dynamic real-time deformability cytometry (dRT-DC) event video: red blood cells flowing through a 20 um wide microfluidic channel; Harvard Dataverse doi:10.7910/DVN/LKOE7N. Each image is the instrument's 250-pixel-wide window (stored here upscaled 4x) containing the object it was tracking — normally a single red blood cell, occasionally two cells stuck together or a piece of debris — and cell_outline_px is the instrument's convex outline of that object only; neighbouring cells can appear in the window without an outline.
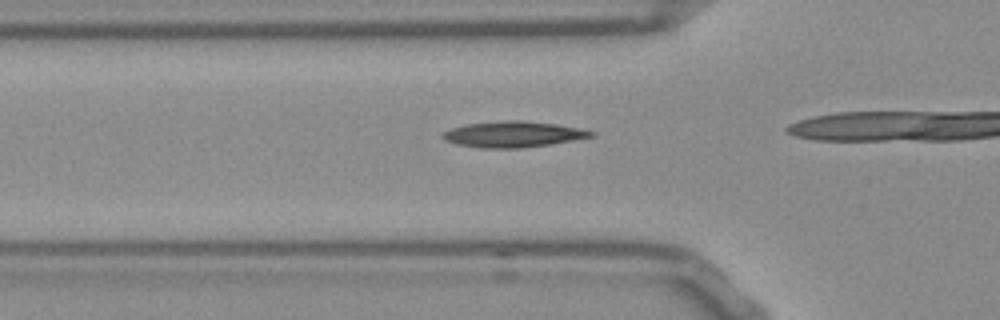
{"species": "Egyptian fruit bat (a non-hibernating species)", "species_latin": "Rousettus aegyptiacus", "temperature_condition": "room temperature", "stored_images_in_passage": 9, "camera_frame_rate_fps": 3000, "um_per_image_px": 0.085, "frame": {"image": 1, "passage_image": 4, "time_ms": 1.0, "image_size_px": [1000, 320], "cell_outline_px": [[596, 136], [548, 144], [520, 148], [480, 148], [456, 144], [444, 140], [440, 136], [444, 132], [452, 128], [468, 124], [504, 120], [524, 120], [556, 124], [580, 128], [596, 132]], "centroid_in_image_um": [43.62, 11.41], "position_along_channel_um": 82.2, "area_um2": 22.37}}
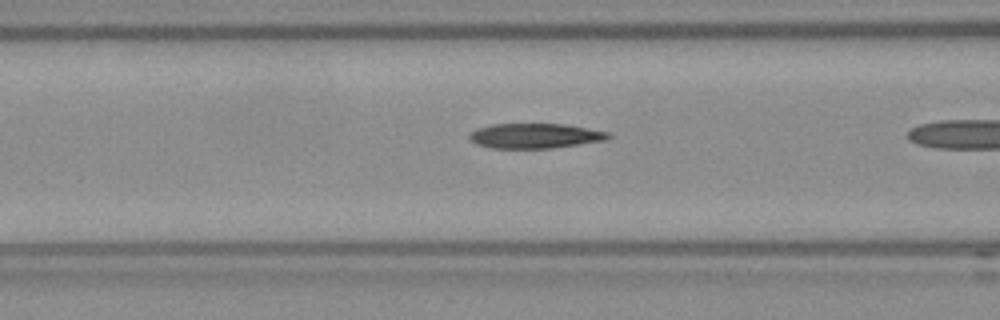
{"frame": {"image": 2, "passage_image": 7, "time_ms": 2.0, "image_size_px": [1000, 320], "cell_outline_px": [[612, 136], [608, 140], [552, 148], [492, 148], [476, 144], [468, 136], [476, 128], [492, 124], [564, 124], [608, 132]], "centroid_in_image_um": [45.49, 11.55], "position_along_channel_um": 121.1, "area_um2": 20.11}}